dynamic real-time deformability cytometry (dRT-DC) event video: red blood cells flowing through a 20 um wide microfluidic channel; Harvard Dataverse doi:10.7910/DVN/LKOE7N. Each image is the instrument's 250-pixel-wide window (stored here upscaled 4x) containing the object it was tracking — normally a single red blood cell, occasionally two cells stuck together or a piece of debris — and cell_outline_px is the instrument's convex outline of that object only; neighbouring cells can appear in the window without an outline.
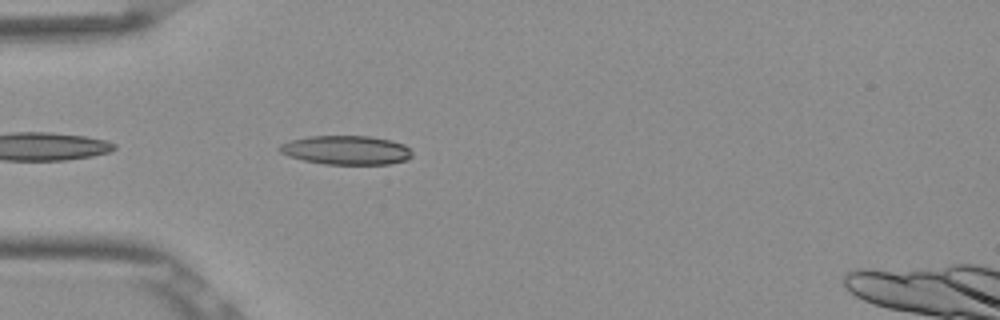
{"species": "Egyptian fruit bat (a non-hibernating species)", "species_latin": "Rousettus aegyptiacus", "temperature_condition": "room temperature", "stored_images_in_passage": 14, "camera_frame_rate_fps": 3000, "um_per_image_px": 0.085, "frame": {"image": 1, "passage_image": 1, "time_ms": 0.0, "image_size_px": [1000, 320], "cell_outline_px": [[412, 156], [408, 160], [388, 164], [324, 164], [304, 160], [288, 156], [280, 152], [276, 148], [280, 144], [292, 140], [308, 136], [368, 136], [388, 140], [404, 144], [412, 152]], "centroid_in_image_um": [29.41, 12.76], "position_along_channel_um": 55.6, "area_um2": 22.37}}
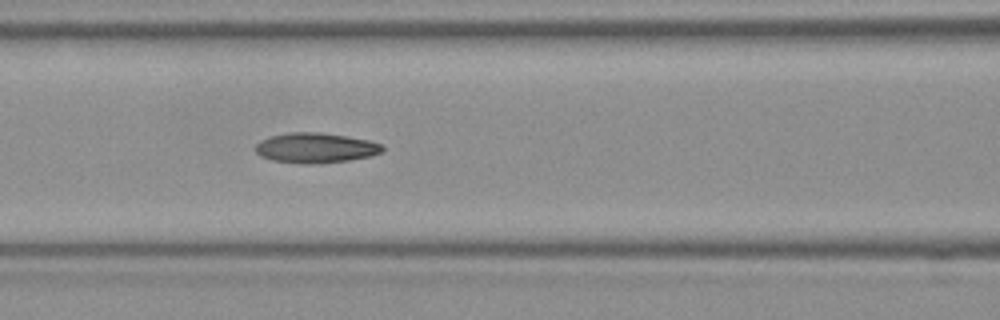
{"frame": {"image": 2, "passage_image": 8, "time_ms": 2.333, "image_size_px": [1000, 320], "cell_outline_px": [[384, 152], [372, 156], [348, 160], [320, 164], [300, 164], [272, 160], [260, 156], [256, 152], [256, 144], [260, 140], [272, 136], [288, 132], [320, 132], [348, 136], [368, 140], [380, 144], [384, 148]], "centroid_in_image_um": [26.83, 12.58], "position_along_channel_um": 139.8, "area_um2": 22.48}}
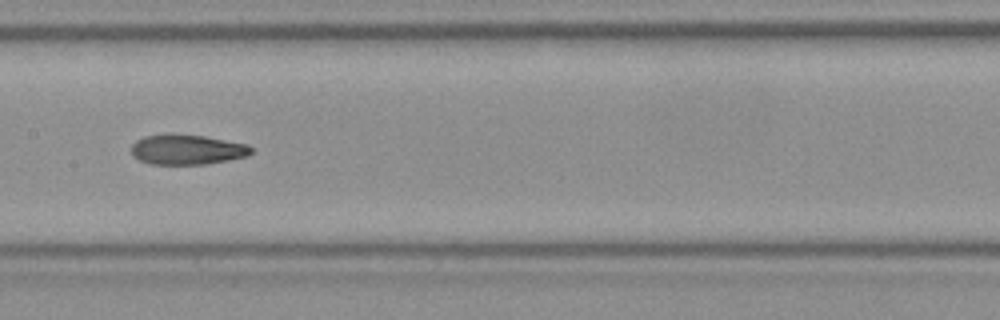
{"frame": {"image": 3, "passage_image": 12, "time_ms": 3.667, "image_size_px": [1000, 320], "cell_outline_px": [[252, 152], [248, 156], [228, 160], [204, 164], [148, 164], [132, 156], [132, 144], [136, 140], [144, 136], [172, 132], [204, 136], [248, 144], [252, 148]], "centroid_in_image_um": [15.88, 12.69], "position_along_channel_um": 191.5, "area_um2": 21.33}}